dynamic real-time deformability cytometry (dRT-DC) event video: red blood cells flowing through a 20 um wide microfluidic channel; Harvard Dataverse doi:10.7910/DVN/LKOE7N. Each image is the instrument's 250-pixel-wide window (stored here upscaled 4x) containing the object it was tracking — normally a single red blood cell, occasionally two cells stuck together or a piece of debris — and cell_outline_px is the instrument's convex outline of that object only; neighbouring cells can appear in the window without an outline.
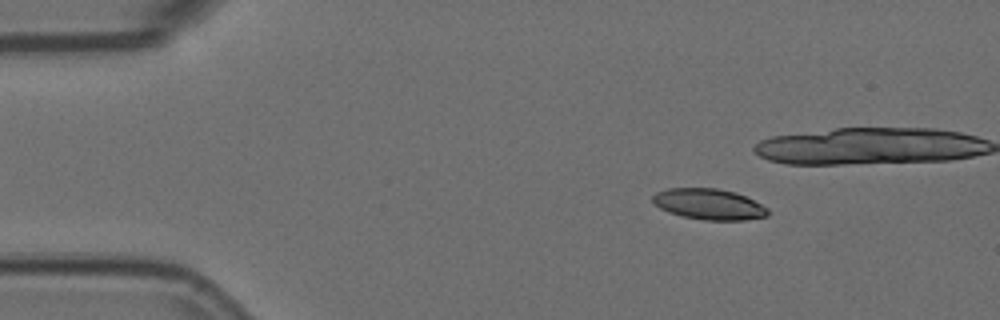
{"species": "Egyptian fruit bat (a non-hibernating species)", "species_latin": "Rousettus aegyptiacus", "temperature_condition": "room temperature", "stored_images_in_passage": 2, "camera_frame_rate_fps": 3000, "um_per_image_px": 0.085, "animal": {"sex": "female"}, "frame": {"image": 1, "passage_image": 1, "time_ms": 0.0, "image_size_px": [1000, 320], "cell_outline_px": [[768, 216], [744, 220], [704, 220], [684, 216], [668, 212], [660, 208], [652, 200], [652, 196], [656, 192], [668, 188], [716, 188], [736, 192], [768, 208]], "centroid_in_image_um": [60.25, 17.35], "position_along_channel_um": 24.7, "area_um2": 20.58}}